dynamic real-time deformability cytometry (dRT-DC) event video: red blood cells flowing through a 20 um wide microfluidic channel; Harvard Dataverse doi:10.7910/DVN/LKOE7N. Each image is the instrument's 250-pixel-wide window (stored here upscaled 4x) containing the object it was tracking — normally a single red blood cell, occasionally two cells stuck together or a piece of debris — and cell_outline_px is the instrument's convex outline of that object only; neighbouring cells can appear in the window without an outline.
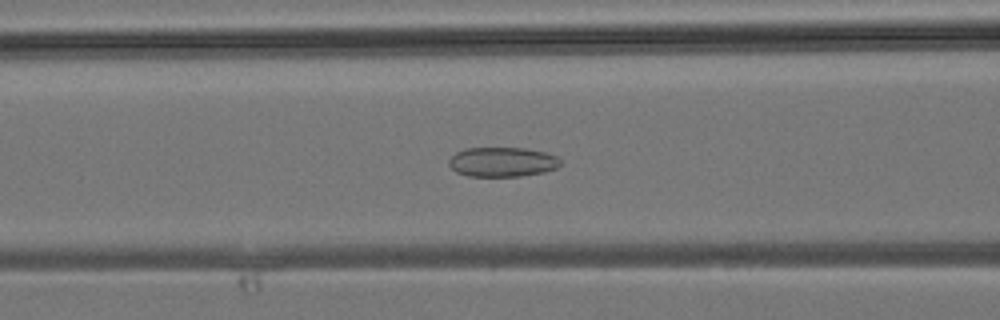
{"species": "common noctule bat (a hibernating species)", "species_latin": "Nyctalus noctula", "temperature_condition": "room temperature", "stored_images_in_passage": 37, "camera_frame_rate_fps": 3000, "um_per_image_px": 0.085, "animal": {"sex": "male", "body_mass_g": 19.2, "forearm_length_mm": 51.8}, "frame": {"image": 1, "passage_image": 14, "time_ms": 4.333, "image_size_px": [1000, 320], "cell_outline_px": [[560, 164], [556, 168], [544, 172], [520, 176], [468, 176], [456, 172], [448, 164], [448, 160], [456, 152], [464, 148], [528, 148], [544, 152], [556, 156], [560, 160]], "centroid_in_image_um": [42.67, 13.76], "position_along_channel_um": 123.9, "area_um2": 19.25}}
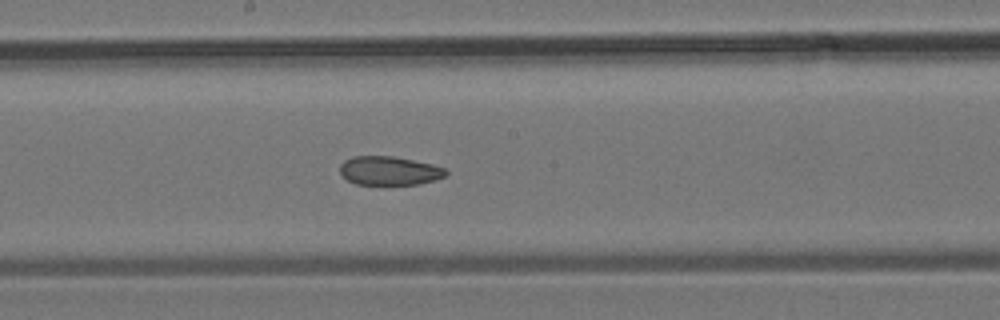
{"frame": {"image": 2, "passage_image": 19, "time_ms": 6.0, "image_size_px": [1000, 320], "cell_outline_px": [[448, 172], [444, 176], [420, 184], [356, 184], [348, 180], [340, 172], [340, 164], [344, 160], [352, 156], [392, 156], [432, 164], [444, 168]], "centroid_in_image_um": [33.06, 14.5], "position_along_channel_um": 215.1, "area_um2": 17.57}}
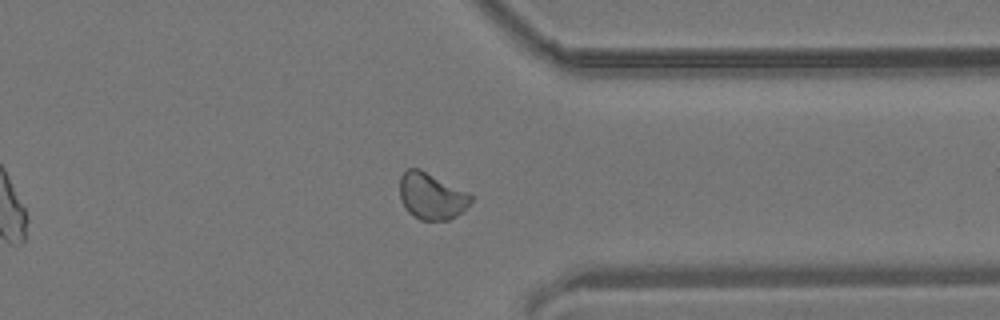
{"frame": {"image": 3, "passage_image": 28, "time_ms": 9.0, "image_size_px": [1000, 320], "cell_outline_px": [[472, 200], [464, 212], [448, 220], [420, 220], [408, 212], [400, 200], [400, 176], [408, 168], [420, 168], [468, 192], [472, 196]], "centroid_in_image_um": [36.68, 16.67], "position_along_channel_um": 374.7, "area_um2": 19.48}}